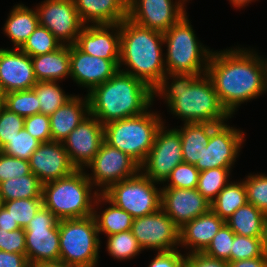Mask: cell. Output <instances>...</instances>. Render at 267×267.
Wrapping results in <instances>:
<instances>
[{"label":"cell","mask_w":267,"mask_h":267,"mask_svg":"<svg viewBox=\"0 0 267 267\" xmlns=\"http://www.w3.org/2000/svg\"><path fill=\"white\" fill-rule=\"evenodd\" d=\"M257 54L240 47L211 53L206 74L231 116L242 103L265 92L264 58Z\"/></svg>","instance_id":"1"},{"label":"cell","mask_w":267,"mask_h":267,"mask_svg":"<svg viewBox=\"0 0 267 267\" xmlns=\"http://www.w3.org/2000/svg\"><path fill=\"white\" fill-rule=\"evenodd\" d=\"M173 78L172 83L168 82ZM170 84V85H169ZM161 96L173 115L184 123L208 122L222 124L231 115L221 105L210 77L197 73L166 74L152 89Z\"/></svg>","instance_id":"2"},{"label":"cell","mask_w":267,"mask_h":267,"mask_svg":"<svg viewBox=\"0 0 267 267\" xmlns=\"http://www.w3.org/2000/svg\"><path fill=\"white\" fill-rule=\"evenodd\" d=\"M89 114L103 125L144 113L153 103L152 89L142 80L122 71L88 94Z\"/></svg>","instance_id":"3"},{"label":"cell","mask_w":267,"mask_h":267,"mask_svg":"<svg viewBox=\"0 0 267 267\" xmlns=\"http://www.w3.org/2000/svg\"><path fill=\"white\" fill-rule=\"evenodd\" d=\"M163 44V33L139 26L128 18L122 20L119 70L142 80L153 89L167 74ZM122 64L130 70H122Z\"/></svg>","instance_id":"4"},{"label":"cell","mask_w":267,"mask_h":267,"mask_svg":"<svg viewBox=\"0 0 267 267\" xmlns=\"http://www.w3.org/2000/svg\"><path fill=\"white\" fill-rule=\"evenodd\" d=\"M92 187L84 169H76L67 177L42 184L43 206L59 220L89 217L100 194L99 189L92 194Z\"/></svg>","instance_id":"5"},{"label":"cell","mask_w":267,"mask_h":267,"mask_svg":"<svg viewBox=\"0 0 267 267\" xmlns=\"http://www.w3.org/2000/svg\"><path fill=\"white\" fill-rule=\"evenodd\" d=\"M164 122L159 114L148 109L137 116L107 123L104 141L129 155L140 166L151 150L156 134Z\"/></svg>","instance_id":"6"},{"label":"cell","mask_w":267,"mask_h":267,"mask_svg":"<svg viewBox=\"0 0 267 267\" xmlns=\"http://www.w3.org/2000/svg\"><path fill=\"white\" fill-rule=\"evenodd\" d=\"M185 14L178 22L163 33L167 44L165 69L167 74L207 72L210 51L197 40L195 31Z\"/></svg>","instance_id":"7"},{"label":"cell","mask_w":267,"mask_h":267,"mask_svg":"<svg viewBox=\"0 0 267 267\" xmlns=\"http://www.w3.org/2000/svg\"><path fill=\"white\" fill-rule=\"evenodd\" d=\"M60 260L77 267H96L100 240L93 215L59 220Z\"/></svg>","instance_id":"8"},{"label":"cell","mask_w":267,"mask_h":267,"mask_svg":"<svg viewBox=\"0 0 267 267\" xmlns=\"http://www.w3.org/2000/svg\"><path fill=\"white\" fill-rule=\"evenodd\" d=\"M156 183L140 171L131 178L112 184L103 194L135 219L161 208V189L155 186Z\"/></svg>","instance_id":"9"},{"label":"cell","mask_w":267,"mask_h":267,"mask_svg":"<svg viewBox=\"0 0 267 267\" xmlns=\"http://www.w3.org/2000/svg\"><path fill=\"white\" fill-rule=\"evenodd\" d=\"M24 230L29 263L60 260L59 219L50 210L42 206Z\"/></svg>","instance_id":"10"},{"label":"cell","mask_w":267,"mask_h":267,"mask_svg":"<svg viewBox=\"0 0 267 267\" xmlns=\"http://www.w3.org/2000/svg\"><path fill=\"white\" fill-rule=\"evenodd\" d=\"M165 129L163 123L145 162L140 166V171L157 184H164L172 170L183 163L179 131L176 128Z\"/></svg>","instance_id":"11"},{"label":"cell","mask_w":267,"mask_h":267,"mask_svg":"<svg viewBox=\"0 0 267 267\" xmlns=\"http://www.w3.org/2000/svg\"><path fill=\"white\" fill-rule=\"evenodd\" d=\"M88 167L92 169V173L90 176L87 174V177L93 186L101 189L100 193L105 192L112 184L140 172V165L134 159L105 141Z\"/></svg>","instance_id":"12"},{"label":"cell","mask_w":267,"mask_h":267,"mask_svg":"<svg viewBox=\"0 0 267 267\" xmlns=\"http://www.w3.org/2000/svg\"><path fill=\"white\" fill-rule=\"evenodd\" d=\"M131 232L143 250L168 252L180 246L179 228L161 208L153 214L135 218Z\"/></svg>","instance_id":"13"},{"label":"cell","mask_w":267,"mask_h":267,"mask_svg":"<svg viewBox=\"0 0 267 267\" xmlns=\"http://www.w3.org/2000/svg\"><path fill=\"white\" fill-rule=\"evenodd\" d=\"M36 8L40 26L47 28L63 45L75 44L84 24L74 0H45Z\"/></svg>","instance_id":"14"},{"label":"cell","mask_w":267,"mask_h":267,"mask_svg":"<svg viewBox=\"0 0 267 267\" xmlns=\"http://www.w3.org/2000/svg\"><path fill=\"white\" fill-rule=\"evenodd\" d=\"M181 0H128V19L139 26L165 33L186 13Z\"/></svg>","instance_id":"15"},{"label":"cell","mask_w":267,"mask_h":267,"mask_svg":"<svg viewBox=\"0 0 267 267\" xmlns=\"http://www.w3.org/2000/svg\"><path fill=\"white\" fill-rule=\"evenodd\" d=\"M104 141V126L89 114L62 141L69 159L77 170H85Z\"/></svg>","instance_id":"16"},{"label":"cell","mask_w":267,"mask_h":267,"mask_svg":"<svg viewBox=\"0 0 267 267\" xmlns=\"http://www.w3.org/2000/svg\"><path fill=\"white\" fill-rule=\"evenodd\" d=\"M245 133L226 123L211 129L208 145L203 148L202 171L213 168H231L244 142Z\"/></svg>","instance_id":"17"},{"label":"cell","mask_w":267,"mask_h":267,"mask_svg":"<svg viewBox=\"0 0 267 267\" xmlns=\"http://www.w3.org/2000/svg\"><path fill=\"white\" fill-rule=\"evenodd\" d=\"M161 209L180 229L187 222L205 214L211 209V202L203 197L196 188H161Z\"/></svg>","instance_id":"18"},{"label":"cell","mask_w":267,"mask_h":267,"mask_svg":"<svg viewBox=\"0 0 267 267\" xmlns=\"http://www.w3.org/2000/svg\"><path fill=\"white\" fill-rule=\"evenodd\" d=\"M119 71V61H110L91 56L70 45V76L88 93L96 86L109 80Z\"/></svg>","instance_id":"19"},{"label":"cell","mask_w":267,"mask_h":267,"mask_svg":"<svg viewBox=\"0 0 267 267\" xmlns=\"http://www.w3.org/2000/svg\"><path fill=\"white\" fill-rule=\"evenodd\" d=\"M29 165L42 184L67 177L76 170L62 142L56 141L41 143L30 156Z\"/></svg>","instance_id":"20"},{"label":"cell","mask_w":267,"mask_h":267,"mask_svg":"<svg viewBox=\"0 0 267 267\" xmlns=\"http://www.w3.org/2000/svg\"><path fill=\"white\" fill-rule=\"evenodd\" d=\"M74 45L80 51L91 56H97L110 61H119L120 23L84 25Z\"/></svg>","instance_id":"21"},{"label":"cell","mask_w":267,"mask_h":267,"mask_svg":"<svg viewBox=\"0 0 267 267\" xmlns=\"http://www.w3.org/2000/svg\"><path fill=\"white\" fill-rule=\"evenodd\" d=\"M0 83L5 93L31 90L37 83L31 57L18 48H0Z\"/></svg>","instance_id":"22"},{"label":"cell","mask_w":267,"mask_h":267,"mask_svg":"<svg viewBox=\"0 0 267 267\" xmlns=\"http://www.w3.org/2000/svg\"><path fill=\"white\" fill-rule=\"evenodd\" d=\"M225 223L212 209L179 229V244L189 246V253H202Z\"/></svg>","instance_id":"23"},{"label":"cell","mask_w":267,"mask_h":267,"mask_svg":"<svg viewBox=\"0 0 267 267\" xmlns=\"http://www.w3.org/2000/svg\"><path fill=\"white\" fill-rule=\"evenodd\" d=\"M84 25L119 24L128 17V0H74Z\"/></svg>","instance_id":"24"},{"label":"cell","mask_w":267,"mask_h":267,"mask_svg":"<svg viewBox=\"0 0 267 267\" xmlns=\"http://www.w3.org/2000/svg\"><path fill=\"white\" fill-rule=\"evenodd\" d=\"M88 115L87 95L84 99L74 95L49 116L52 141L62 142Z\"/></svg>","instance_id":"25"},{"label":"cell","mask_w":267,"mask_h":267,"mask_svg":"<svg viewBox=\"0 0 267 267\" xmlns=\"http://www.w3.org/2000/svg\"><path fill=\"white\" fill-rule=\"evenodd\" d=\"M216 124L208 122L184 123L180 133L183 162L202 171L203 148L208 145L211 129Z\"/></svg>","instance_id":"26"},{"label":"cell","mask_w":267,"mask_h":267,"mask_svg":"<svg viewBox=\"0 0 267 267\" xmlns=\"http://www.w3.org/2000/svg\"><path fill=\"white\" fill-rule=\"evenodd\" d=\"M37 82L60 81L70 76V45L56 51L31 57Z\"/></svg>","instance_id":"27"},{"label":"cell","mask_w":267,"mask_h":267,"mask_svg":"<svg viewBox=\"0 0 267 267\" xmlns=\"http://www.w3.org/2000/svg\"><path fill=\"white\" fill-rule=\"evenodd\" d=\"M39 25L36 9L17 4L9 13L4 25L5 34L13 42L14 48H20Z\"/></svg>","instance_id":"28"},{"label":"cell","mask_w":267,"mask_h":267,"mask_svg":"<svg viewBox=\"0 0 267 267\" xmlns=\"http://www.w3.org/2000/svg\"><path fill=\"white\" fill-rule=\"evenodd\" d=\"M101 202L109 203L110 206L100 214H97L98 212L94 207L93 217L99 234L102 232L106 234V236H110L112 234L131 230L134 218L128 212L117 207L103 193L97 196L95 205L97 206L101 204Z\"/></svg>","instance_id":"29"},{"label":"cell","mask_w":267,"mask_h":267,"mask_svg":"<svg viewBox=\"0 0 267 267\" xmlns=\"http://www.w3.org/2000/svg\"><path fill=\"white\" fill-rule=\"evenodd\" d=\"M265 214L251 203L238 208L225 223L237 235L261 237Z\"/></svg>","instance_id":"30"},{"label":"cell","mask_w":267,"mask_h":267,"mask_svg":"<svg viewBox=\"0 0 267 267\" xmlns=\"http://www.w3.org/2000/svg\"><path fill=\"white\" fill-rule=\"evenodd\" d=\"M247 203V191L242 182H229L211 202V209L226 221L238 208Z\"/></svg>","instance_id":"31"},{"label":"cell","mask_w":267,"mask_h":267,"mask_svg":"<svg viewBox=\"0 0 267 267\" xmlns=\"http://www.w3.org/2000/svg\"><path fill=\"white\" fill-rule=\"evenodd\" d=\"M2 202L16 199L42 197V183L34 173L10 178L0 183Z\"/></svg>","instance_id":"32"},{"label":"cell","mask_w":267,"mask_h":267,"mask_svg":"<svg viewBox=\"0 0 267 267\" xmlns=\"http://www.w3.org/2000/svg\"><path fill=\"white\" fill-rule=\"evenodd\" d=\"M32 90L39 100L40 113L48 116L73 97L71 94H65L57 81L37 82Z\"/></svg>","instance_id":"33"},{"label":"cell","mask_w":267,"mask_h":267,"mask_svg":"<svg viewBox=\"0 0 267 267\" xmlns=\"http://www.w3.org/2000/svg\"><path fill=\"white\" fill-rule=\"evenodd\" d=\"M232 168H213L199 172L197 191L212 202L228 184Z\"/></svg>","instance_id":"34"},{"label":"cell","mask_w":267,"mask_h":267,"mask_svg":"<svg viewBox=\"0 0 267 267\" xmlns=\"http://www.w3.org/2000/svg\"><path fill=\"white\" fill-rule=\"evenodd\" d=\"M62 45L47 28L38 25L19 49L33 57L54 52Z\"/></svg>","instance_id":"35"},{"label":"cell","mask_w":267,"mask_h":267,"mask_svg":"<svg viewBox=\"0 0 267 267\" xmlns=\"http://www.w3.org/2000/svg\"><path fill=\"white\" fill-rule=\"evenodd\" d=\"M107 251L118 260L135 257L143 250L131 230L107 236Z\"/></svg>","instance_id":"36"},{"label":"cell","mask_w":267,"mask_h":267,"mask_svg":"<svg viewBox=\"0 0 267 267\" xmlns=\"http://www.w3.org/2000/svg\"><path fill=\"white\" fill-rule=\"evenodd\" d=\"M36 93L31 90L12 91L5 94L4 107L22 117L40 113Z\"/></svg>","instance_id":"37"},{"label":"cell","mask_w":267,"mask_h":267,"mask_svg":"<svg viewBox=\"0 0 267 267\" xmlns=\"http://www.w3.org/2000/svg\"><path fill=\"white\" fill-rule=\"evenodd\" d=\"M2 206L10 213L20 228H25L36 212L43 206V198L4 201Z\"/></svg>","instance_id":"38"},{"label":"cell","mask_w":267,"mask_h":267,"mask_svg":"<svg viewBox=\"0 0 267 267\" xmlns=\"http://www.w3.org/2000/svg\"><path fill=\"white\" fill-rule=\"evenodd\" d=\"M40 144L39 140L23 128L0 151L8 156L29 161L30 156Z\"/></svg>","instance_id":"39"},{"label":"cell","mask_w":267,"mask_h":267,"mask_svg":"<svg viewBox=\"0 0 267 267\" xmlns=\"http://www.w3.org/2000/svg\"><path fill=\"white\" fill-rule=\"evenodd\" d=\"M234 235L235 233L224 223L202 253L213 259L230 262Z\"/></svg>","instance_id":"40"},{"label":"cell","mask_w":267,"mask_h":267,"mask_svg":"<svg viewBox=\"0 0 267 267\" xmlns=\"http://www.w3.org/2000/svg\"><path fill=\"white\" fill-rule=\"evenodd\" d=\"M265 257L262 253L261 237H246L235 234L230 262Z\"/></svg>","instance_id":"41"},{"label":"cell","mask_w":267,"mask_h":267,"mask_svg":"<svg viewBox=\"0 0 267 267\" xmlns=\"http://www.w3.org/2000/svg\"><path fill=\"white\" fill-rule=\"evenodd\" d=\"M244 180L247 191V202L267 214V175H248Z\"/></svg>","instance_id":"42"},{"label":"cell","mask_w":267,"mask_h":267,"mask_svg":"<svg viewBox=\"0 0 267 267\" xmlns=\"http://www.w3.org/2000/svg\"><path fill=\"white\" fill-rule=\"evenodd\" d=\"M199 170L192 164L177 165L164 182H170L165 187L193 189L197 188Z\"/></svg>","instance_id":"43"},{"label":"cell","mask_w":267,"mask_h":267,"mask_svg":"<svg viewBox=\"0 0 267 267\" xmlns=\"http://www.w3.org/2000/svg\"><path fill=\"white\" fill-rule=\"evenodd\" d=\"M24 128V117L0 107V150Z\"/></svg>","instance_id":"44"},{"label":"cell","mask_w":267,"mask_h":267,"mask_svg":"<svg viewBox=\"0 0 267 267\" xmlns=\"http://www.w3.org/2000/svg\"><path fill=\"white\" fill-rule=\"evenodd\" d=\"M31 173L29 161L11 157L0 151V183Z\"/></svg>","instance_id":"45"},{"label":"cell","mask_w":267,"mask_h":267,"mask_svg":"<svg viewBox=\"0 0 267 267\" xmlns=\"http://www.w3.org/2000/svg\"><path fill=\"white\" fill-rule=\"evenodd\" d=\"M24 129L41 143L52 141L50 118L48 115L39 113L25 117Z\"/></svg>","instance_id":"46"},{"label":"cell","mask_w":267,"mask_h":267,"mask_svg":"<svg viewBox=\"0 0 267 267\" xmlns=\"http://www.w3.org/2000/svg\"><path fill=\"white\" fill-rule=\"evenodd\" d=\"M0 251L19 253L26 256L25 230H0Z\"/></svg>","instance_id":"47"},{"label":"cell","mask_w":267,"mask_h":267,"mask_svg":"<svg viewBox=\"0 0 267 267\" xmlns=\"http://www.w3.org/2000/svg\"><path fill=\"white\" fill-rule=\"evenodd\" d=\"M185 256L177 249L168 252H158L148 267H184Z\"/></svg>","instance_id":"48"},{"label":"cell","mask_w":267,"mask_h":267,"mask_svg":"<svg viewBox=\"0 0 267 267\" xmlns=\"http://www.w3.org/2000/svg\"><path fill=\"white\" fill-rule=\"evenodd\" d=\"M184 267H229L227 261L210 258L203 253H188Z\"/></svg>","instance_id":"49"},{"label":"cell","mask_w":267,"mask_h":267,"mask_svg":"<svg viewBox=\"0 0 267 267\" xmlns=\"http://www.w3.org/2000/svg\"><path fill=\"white\" fill-rule=\"evenodd\" d=\"M28 264L24 254L0 251V267H25Z\"/></svg>","instance_id":"50"},{"label":"cell","mask_w":267,"mask_h":267,"mask_svg":"<svg viewBox=\"0 0 267 267\" xmlns=\"http://www.w3.org/2000/svg\"><path fill=\"white\" fill-rule=\"evenodd\" d=\"M17 221H13L10 213L3 207H0V230L14 231L19 229Z\"/></svg>","instance_id":"51"},{"label":"cell","mask_w":267,"mask_h":267,"mask_svg":"<svg viewBox=\"0 0 267 267\" xmlns=\"http://www.w3.org/2000/svg\"><path fill=\"white\" fill-rule=\"evenodd\" d=\"M229 267H267L266 257L228 262Z\"/></svg>","instance_id":"52"},{"label":"cell","mask_w":267,"mask_h":267,"mask_svg":"<svg viewBox=\"0 0 267 267\" xmlns=\"http://www.w3.org/2000/svg\"><path fill=\"white\" fill-rule=\"evenodd\" d=\"M36 267H77V266L70 265L66 262H63L62 260H56V261L36 263Z\"/></svg>","instance_id":"53"},{"label":"cell","mask_w":267,"mask_h":267,"mask_svg":"<svg viewBox=\"0 0 267 267\" xmlns=\"http://www.w3.org/2000/svg\"><path fill=\"white\" fill-rule=\"evenodd\" d=\"M262 253L267 258V214H265L263 231L261 236Z\"/></svg>","instance_id":"54"},{"label":"cell","mask_w":267,"mask_h":267,"mask_svg":"<svg viewBox=\"0 0 267 267\" xmlns=\"http://www.w3.org/2000/svg\"><path fill=\"white\" fill-rule=\"evenodd\" d=\"M235 7L242 8L245 7L246 4L248 5L253 0H229Z\"/></svg>","instance_id":"55"},{"label":"cell","mask_w":267,"mask_h":267,"mask_svg":"<svg viewBox=\"0 0 267 267\" xmlns=\"http://www.w3.org/2000/svg\"><path fill=\"white\" fill-rule=\"evenodd\" d=\"M5 92L2 88V85L0 83V107H3L4 106V103H5Z\"/></svg>","instance_id":"56"},{"label":"cell","mask_w":267,"mask_h":267,"mask_svg":"<svg viewBox=\"0 0 267 267\" xmlns=\"http://www.w3.org/2000/svg\"><path fill=\"white\" fill-rule=\"evenodd\" d=\"M267 59H264L265 92L267 91Z\"/></svg>","instance_id":"57"},{"label":"cell","mask_w":267,"mask_h":267,"mask_svg":"<svg viewBox=\"0 0 267 267\" xmlns=\"http://www.w3.org/2000/svg\"><path fill=\"white\" fill-rule=\"evenodd\" d=\"M25 267H36V263H29L27 266Z\"/></svg>","instance_id":"58"},{"label":"cell","mask_w":267,"mask_h":267,"mask_svg":"<svg viewBox=\"0 0 267 267\" xmlns=\"http://www.w3.org/2000/svg\"><path fill=\"white\" fill-rule=\"evenodd\" d=\"M3 202H2V199H1V196H0V207L2 206Z\"/></svg>","instance_id":"59"}]
</instances>
